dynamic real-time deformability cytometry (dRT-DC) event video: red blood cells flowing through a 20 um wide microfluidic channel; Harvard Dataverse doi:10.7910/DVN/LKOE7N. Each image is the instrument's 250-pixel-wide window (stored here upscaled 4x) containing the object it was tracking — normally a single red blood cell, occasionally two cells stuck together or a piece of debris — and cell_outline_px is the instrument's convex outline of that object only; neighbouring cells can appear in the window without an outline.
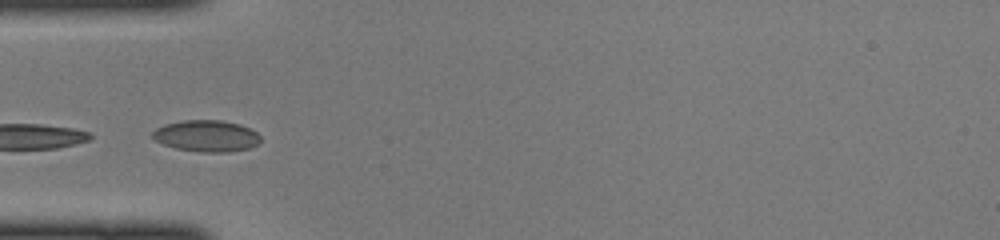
{"species": "common noctule bat (a hibernating species)", "species_latin": "Nyctalus noctula", "temperature_condition": "cold", "stored_images_in_passage": 21, "camera_frame_rate_fps": 3000, "um_per_image_px": 0.085, "animal": {"sex": "female", "body_mass_g": 22.0, "forearm_length_mm": 56.7}, "frame": {"image": 1, "passage_image": 1, "time_ms": 0.0, "image_size_px": [1000, 240], "cell_outline_px": [[260, 144], [248, 148], [228, 152], [200, 152], [176, 148], [164, 144], [156, 140], [152, 136], [152, 132], [156, 128], [164, 124], [184, 120], [220, 120], [240, 124], [256, 132], [260, 136]], "centroid_in_image_um": [17.56, 11.55], "position_along_channel_um": 67.4, "area_um2": 19.77}}
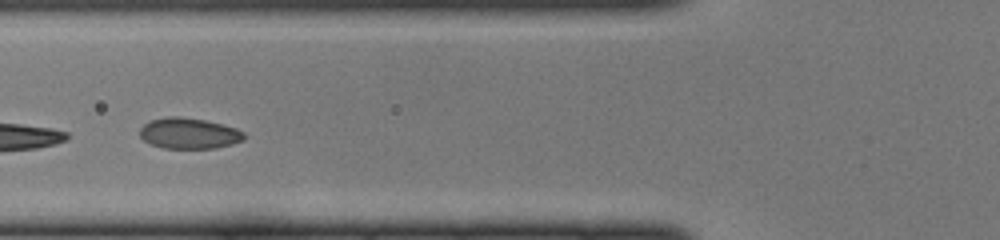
{"frame": {"image": 2, "passage_image": 4, "time_ms": 1.0, "image_size_px": [1000, 240], "cell_outline_px": [[244, 140], [232, 144], [216, 148], [164, 148], [152, 144], [144, 140], [140, 136], [140, 128], [144, 124], [152, 120], [168, 116], [180, 116], [204, 120], [236, 128], [244, 132]], "centroid_in_image_um": [16.07, 11.33], "position_along_channel_um": 109.7, "area_um2": 18.61}}
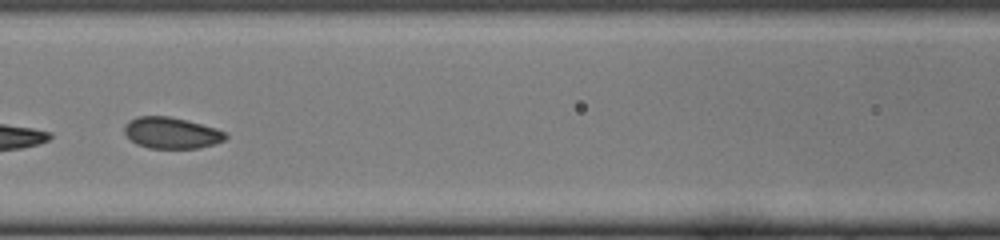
{"frame": {"image": 3, "passage_image": 7, "time_ms": 2.0, "image_size_px": [1000, 240], "cell_outline_px": [[228, 136], [224, 140], [200, 148], [148, 148], [136, 144], [124, 132], [124, 124], [128, 120], [136, 116], [168, 116], [216, 128], [224, 132]], "centroid_in_image_um": [14.53, 11.29], "position_along_channel_um": 152.1, "area_um2": 18.32}}